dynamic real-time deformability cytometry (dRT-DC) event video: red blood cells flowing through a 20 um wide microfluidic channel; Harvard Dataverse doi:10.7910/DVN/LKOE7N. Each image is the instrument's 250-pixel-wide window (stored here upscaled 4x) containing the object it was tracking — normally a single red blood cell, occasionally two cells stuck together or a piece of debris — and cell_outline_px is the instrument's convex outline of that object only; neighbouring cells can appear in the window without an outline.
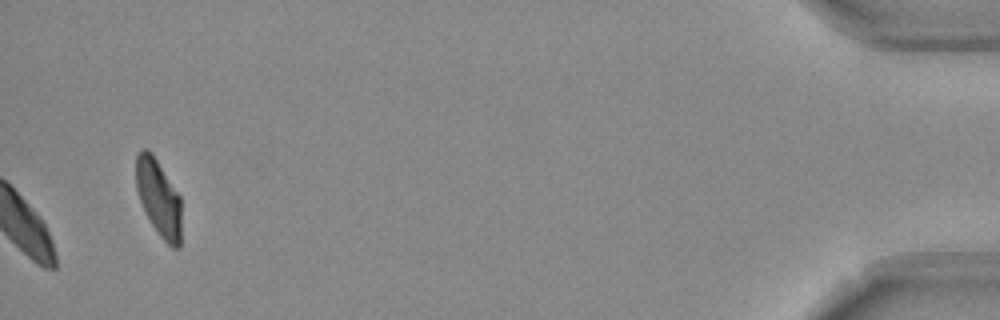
{"species": "Egyptian fruit bat (a non-hibernating species)", "species_latin": "Rousettus aegyptiacus", "temperature_condition": "room temperature", "stored_images_in_passage": 48, "camera_frame_rate_fps": 3000, "um_per_image_px": 0.085, "frame": {"image": 1, "passage_image": 48, "time_ms": 15.667, "image_size_px": [1000, 320], "cell_outline_px": [[180, 248], [172, 248], [160, 236], [152, 224], [140, 200], [136, 188], [136, 156], [140, 148], [144, 148], [152, 152], [180, 196]], "centroid_in_image_um": [13.48, 16.79], "position_along_channel_um": 421.7, "area_um2": 20.06}, "authors_computed_cell_mechanics": {"area_um2": 23.2934, "velocity_mm_per_s": 3.7567, "shape_relaxation_time_tau1_ms": 2.5572, "shape_relaxation_time_tau2_ms": null, "deformation_change_tau1": 0.0645, "deformation_change_tau2": null}}